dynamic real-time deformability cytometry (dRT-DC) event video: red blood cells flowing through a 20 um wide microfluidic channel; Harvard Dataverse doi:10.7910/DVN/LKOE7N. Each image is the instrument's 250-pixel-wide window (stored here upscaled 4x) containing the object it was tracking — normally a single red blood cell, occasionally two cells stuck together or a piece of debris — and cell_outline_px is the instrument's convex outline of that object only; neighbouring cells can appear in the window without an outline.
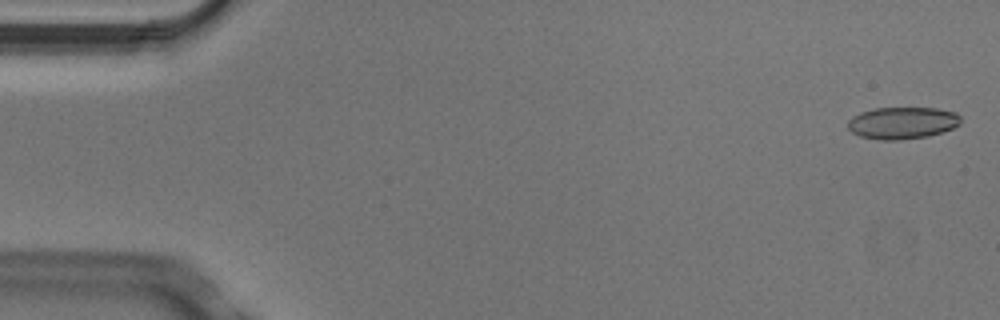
{"species": "Egyptian fruit bat (a non-hibernating species)", "species_latin": "Rousettus aegyptiacus", "temperature_condition": "cold", "stored_images_in_passage": 4, "camera_frame_rate_fps": 3000, "um_per_image_px": 0.085, "animal": {"sex": "male"}, "frame": {"image": 1, "passage_image": 1, "time_ms": 0.0, "image_size_px": [1000, 320], "cell_outline_px": [[960, 124], [952, 128], [928, 136], [900, 140], [880, 140], [860, 136], [852, 132], [848, 128], [848, 120], [852, 116], [860, 112], [876, 108], [936, 108], [956, 112], [960, 116]], "centroid_in_image_um": [76.68, 10.44], "position_along_channel_um": 8.3, "area_um2": 21.04}}
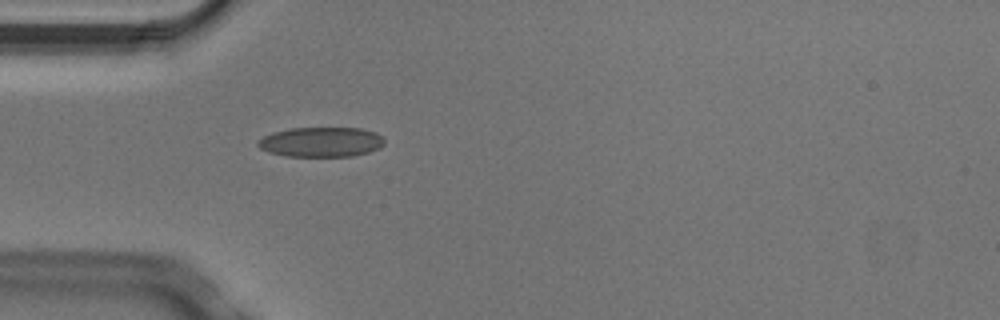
{"frame": {"image": 2, "passage_image": 4, "time_ms": 1.0, "image_size_px": [1000, 320], "cell_outline_px": [[384, 144], [380, 148], [368, 152], [352, 156], [288, 156], [268, 152], [260, 148], [256, 144], [264, 136], [272, 132], [292, 128], [360, 128], [376, 132], [384, 140]], "centroid_in_image_um": [27.3, 12.07], "position_along_channel_um": 57.7, "area_um2": 21.91}}